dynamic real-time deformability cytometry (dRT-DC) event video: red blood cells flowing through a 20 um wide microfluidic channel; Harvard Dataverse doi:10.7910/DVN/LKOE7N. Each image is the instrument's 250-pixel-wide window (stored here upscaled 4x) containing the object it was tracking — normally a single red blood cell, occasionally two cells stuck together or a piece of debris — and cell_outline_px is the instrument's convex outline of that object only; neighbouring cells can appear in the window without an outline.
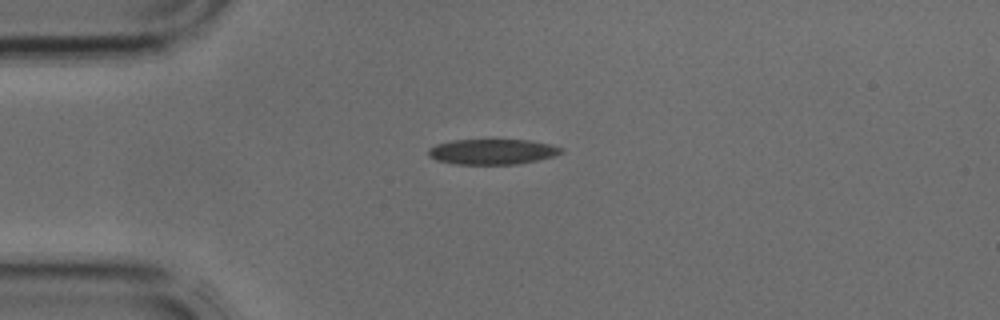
{"species": "common noctule bat (a hibernating species)", "species_latin": "Nyctalus noctula", "temperature_condition": "cold", "stored_images_in_passage": 2, "camera_frame_rate_fps": 3000, "um_per_image_px": 0.085, "animal": {"sex": "male", "body_mass_g": 17.9, "forearm_length_mm": 54.2}, "frame": {"image": 1, "passage_image": 1, "time_ms": 0.0, "image_size_px": [1000, 320], "cell_outline_px": [[564, 152], [552, 156], [536, 160], [516, 164], [456, 164], [436, 160], [428, 156], [428, 148], [436, 144], [452, 140], [528, 140], [548, 144], [564, 148]], "centroid_in_image_um": [41.81, 12.89], "position_along_channel_um": 43.2, "area_um2": 19.54}}